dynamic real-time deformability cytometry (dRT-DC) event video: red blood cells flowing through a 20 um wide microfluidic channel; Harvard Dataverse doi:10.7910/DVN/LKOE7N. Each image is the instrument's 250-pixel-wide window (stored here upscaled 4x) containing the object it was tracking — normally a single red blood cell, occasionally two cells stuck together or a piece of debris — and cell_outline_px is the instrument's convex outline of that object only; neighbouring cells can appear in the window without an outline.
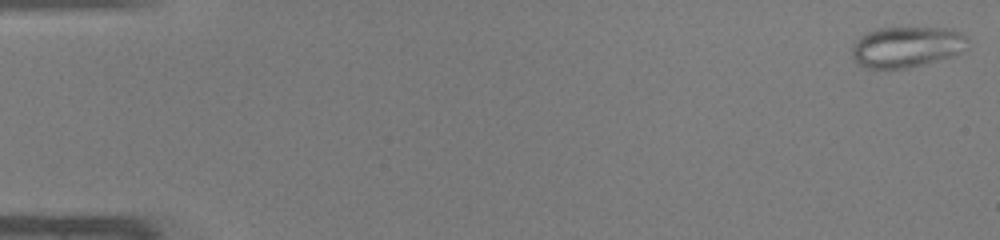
{"species": "common noctule bat (a hibernating species)", "species_latin": "Nyctalus noctula", "temperature_condition": "warm", "stored_images_in_passage": 10, "camera_frame_rate_fps": 3000, "um_per_image_px": 0.085, "animal": {"sex": "male", "body_mass_g": 19.0, "forearm_length_mm": 50.8}, "frame": {"image": 1, "passage_image": 1, "time_ms": 0.0, "image_size_px": [1000, 240], "cell_outline_px": [[968, 48], [952, 56], [924, 64], [908, 68], [868, 68], [860, 64], [852, 56], [852, 44], [860, 36], [876, 28], [952, 28], [960, 32], [968, 40]], "centroid_in_image_um": [77.08, 3.98], "position_along_channel_um": 7.9, "area_um2": 27.51}}